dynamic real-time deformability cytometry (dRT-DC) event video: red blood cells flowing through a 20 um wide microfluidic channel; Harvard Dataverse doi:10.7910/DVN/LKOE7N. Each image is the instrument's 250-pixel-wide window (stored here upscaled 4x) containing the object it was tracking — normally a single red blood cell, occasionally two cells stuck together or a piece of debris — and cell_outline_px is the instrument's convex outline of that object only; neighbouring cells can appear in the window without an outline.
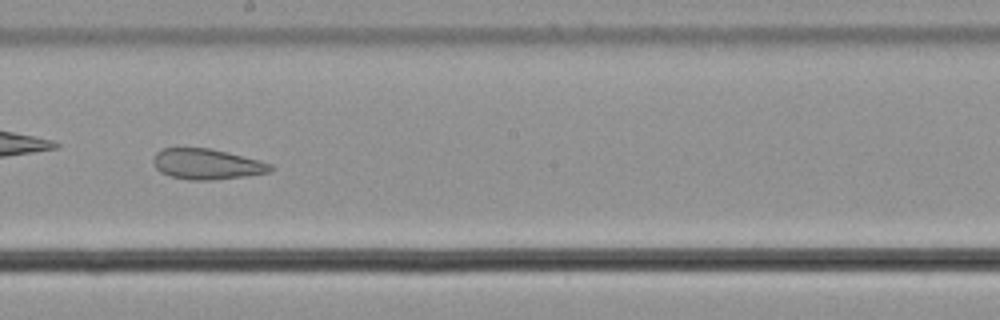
{"species": "common noctule bat (a hibernating species)", "species_latin": "Nyctalus noctula", "temperature_condition": "cold", "stored_images_in_passage": 57, "camera_frame_rate_fps": 3000, "um_per_image_px": 0.085, "animal": {"sex": "male", "body_mass_g": 21.5, "forearm_length_mm": 52.0}, "frame": {"image": 1, "passage_image": 33, "time_ms": 10.667, "image_size_px": [1000, 320], "cell_outline_px": [[276, 168], [268, 172], [244, 176], [212, 180], [188, 180], [172, 176], [160, 172], [156, 168], [152, 160], [156, 152], [164, 148], [208, 148], [228, 152], [260, 160], [272, 164]], "centroid_in_image_um": [17.59, 13.95], "position_along_channel_um": 230.6, "area_um2": 20.87}, "authors_computed_cell_mechanics": {"area_um2": 28.322, "velocity_mm_per_s": 3.6451, "shape_relaxation_time_tau1_ms": null, "shape_relaxation_time_tau2_ms": 2.8015, "deformation_change_tau1": null, "deformation_change_tau2": 0.0948}}